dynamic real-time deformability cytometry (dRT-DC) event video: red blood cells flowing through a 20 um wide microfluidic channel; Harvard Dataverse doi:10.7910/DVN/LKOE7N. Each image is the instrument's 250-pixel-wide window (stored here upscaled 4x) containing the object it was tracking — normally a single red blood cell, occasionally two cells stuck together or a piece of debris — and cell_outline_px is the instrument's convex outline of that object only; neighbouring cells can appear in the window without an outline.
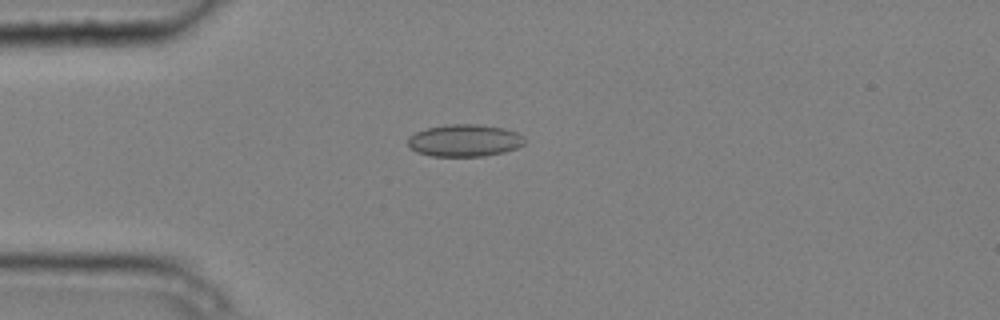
{"species": "common noctule bat (a hibernating species)", "species_latin": "Nyctalus noctula", "temperature_condition": "cold", "stored_images_in_passage": 6, "camera_frame_rate_fps": 3000, "um_per_image_px": 0.085, "animal": {"sex": "male", "body_mass_g": 20.4}, "frame": {"image": 1, "passage_image": 2, "time_ms": 0.333, "image_size_px": [1000, 320], "cell_outline_px": [[524, 144], [516, 148], [504, 152], [484, 156], [432, 156], [416, 152], [408, 144], [408, 136], [416, 132], [428, 128], [448, 124], [476, 124], [504, 128], [516, 132], [524, 136]], "centroid_in_image_um": [39.49, 11.94], "position_along_channel_um": 45.5, "area_um2": 21.85}}
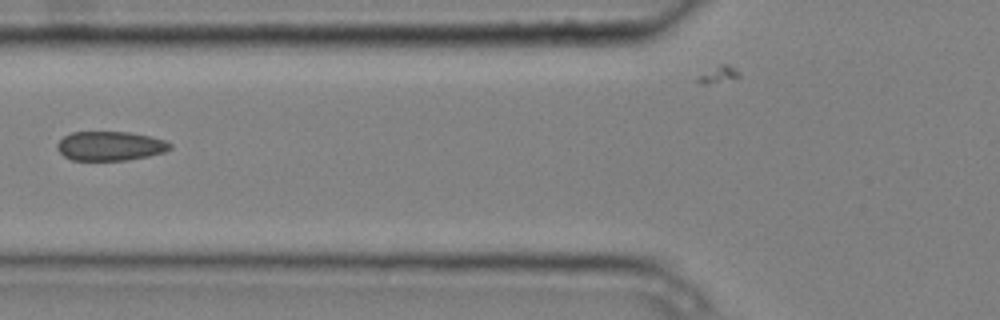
{"frame": {"image": 2, "passage_image": 4, "time_ms": 1.0, "image_size_px": [1000, 320], "cell_outline_px": [[172, 148], [164, 152], [148, 156], [128, 160], [72, 160], [64, 156], [56, 148], [56, 144], [64, 136], [72, 132], [128, 132], [152, 136], [164, 140], [172, 144]], "centroid_in_image_um": [9.37, 12.4], "position_along_channel_um": 116.4, "area_um2": 19.31}}
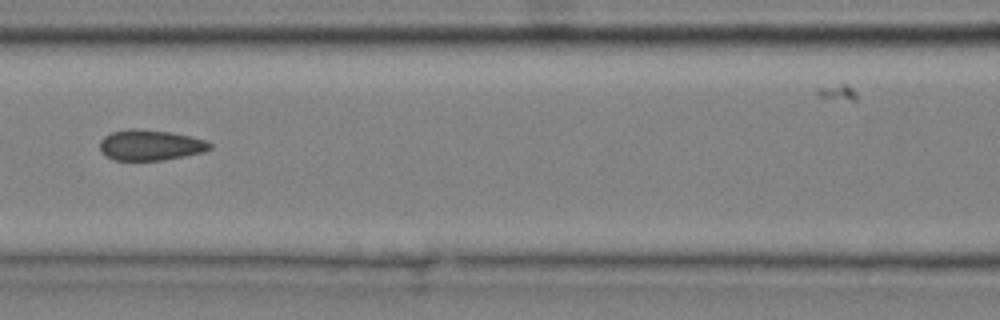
{"frame": {"image": 3, "passage_image": 5, "time_ms": 1.333, "image_size_px": [1000, 320], "cell_outline_px": [[212, 148], [204, 152], [164, 160], [112, 160], [104, 156], [100, 152], [100, 140], [104, 136], [112, 132], [132, 128], [168, 132], [208, 140], [212, 144]], "centroid_in_image_um": [12.76, 12.35], "position_along_channel_um": 153.8, "area_um2": 19.71}}